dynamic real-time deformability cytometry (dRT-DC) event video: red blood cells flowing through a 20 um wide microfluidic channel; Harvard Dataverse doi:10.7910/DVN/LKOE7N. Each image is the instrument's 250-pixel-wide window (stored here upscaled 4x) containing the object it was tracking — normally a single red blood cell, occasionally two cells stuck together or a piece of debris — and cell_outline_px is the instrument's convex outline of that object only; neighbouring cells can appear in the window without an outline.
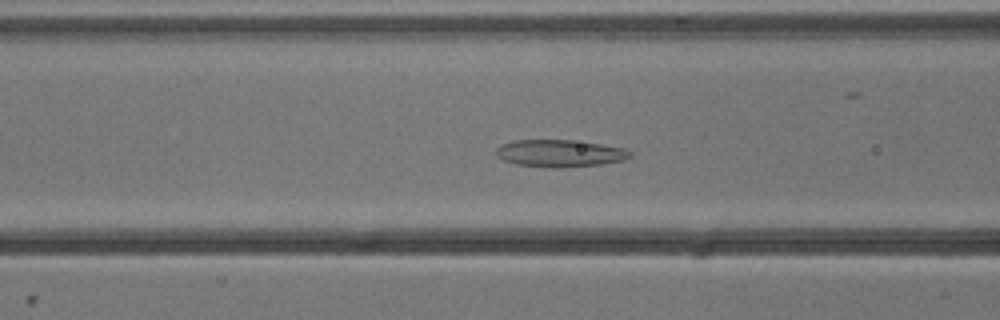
{"species": "common noctule bat (a hibernating species)", "species_latin": "Nyctalus noctula", "temperature_condition": "cold", "stored_images_in_passage": 45, "camera_frame_rate_fps": 3000, "um_per_image_px": 0.085, "animal": {"sex": "male", "body_mass_g": 13.3}, "frame": {"image": 1, "passage_image": 20, "time_ms": 6.333, "image_size_px": [1000, 320], "cell_outline_px": [[632, 156], [624, 160], [600, 164], [560, 168], [552, 168], [516, 164], [504, 160], [496, 156], [496, 148], [512, 140], [572, 140], [600, 144], [624, 148], [632, 152]], "centroid_in_image_um": [47.59, 13.03], "position_along_channel_um": 119.0, "area_um2": 21.21}}
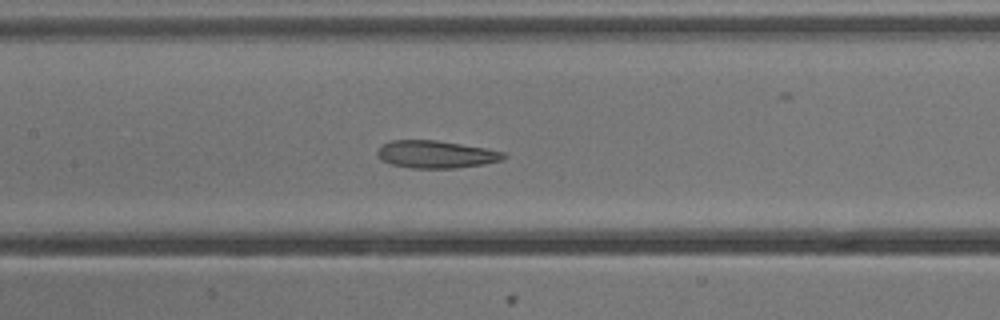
{"frame": {"image": 2, "passage_image": 24, "time_ms": 7.667, "image_size_px": [1000, 320], "cell_outline_px": [[508, 156], [504, 160], [484, 164], [456, 168], [412, 168], [392, 164], [380, 160], [376, 156], [376, 152], [380, 144], [392, 140], [436, 140], [484, 148], [504, 152]], "centroid_in_image_um": [37.03, 13.12], "position_along_channel_um": 170.4, "area_um2": 20.4}}
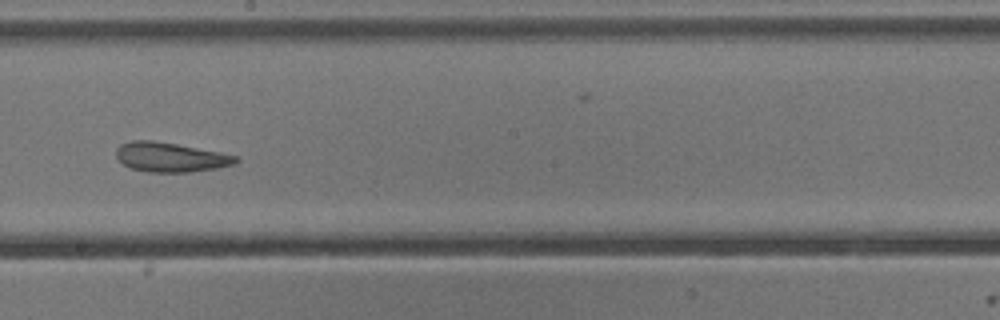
{"frame": {"image": 3, "passage_image": 29, "time_ms": 9.333, "image_size_px": [1000, 320], "cell_outline_px": [[240, 160], [236, 164], [216, 168], [188, 172], [148, 172], [132, 168], [124, 164], [116, 156], [116, 148], [120, 144], [132, 140], [152, 140], [176, 144], [220, 152], [236, 156]], "centroid_in_image_um": [14.49, 13.35], "position_along_channel_um": 233.7, "area_um2": 20.46}, "authors_computed_cell_mechanics": {"area_um2": 22.1952, "velocity_mm_per_s": 3.8406, "shape_relaxation_time_tau1_ms": 9.4267, "shape_relaxation_time_tau2_ms": null, "deformation_change_tau1": 0.2191, "deformation_change_tau2": null}}